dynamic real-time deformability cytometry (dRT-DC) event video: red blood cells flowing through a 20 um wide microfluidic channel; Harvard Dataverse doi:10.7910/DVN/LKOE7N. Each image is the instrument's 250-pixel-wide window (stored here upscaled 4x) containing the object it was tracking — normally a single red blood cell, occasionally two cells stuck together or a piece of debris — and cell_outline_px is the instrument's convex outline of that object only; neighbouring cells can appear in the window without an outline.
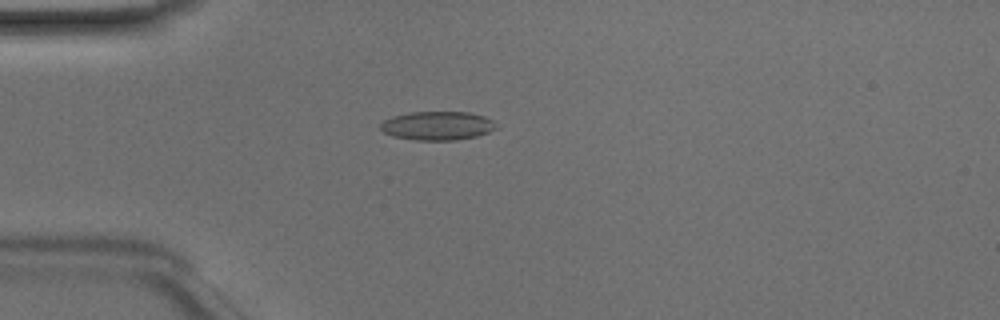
{"species": "Egyptian fruit bat (a non-hibernating species)", "species_latin": "Rousettus aegyptiacus", "temperature_condition": "room temperature", "stored_images_in_passage": 48, "camera_frame_rate_fps": 3000, "um_per_image_px": 0.085, "animal": {"sex": "male"}, "frame": {"image": 1, "passage_image": 13, "time_ms": 4.0, "image_size_px": [1000, 320], "cell_outline_px": [[496, 128], [488, 132], [476, 136], [456, 140], [412, 140], [392, 136], [384, 132], [380, 128], [380, 124], [384, 120], [392, 116], [408, 112], [468, 112], [484, 116], [492, 120]], "centroid_in_image_um": [37.13, 10.68], "position_along_channel_um": 47.9, "area_um2": 19.36}}
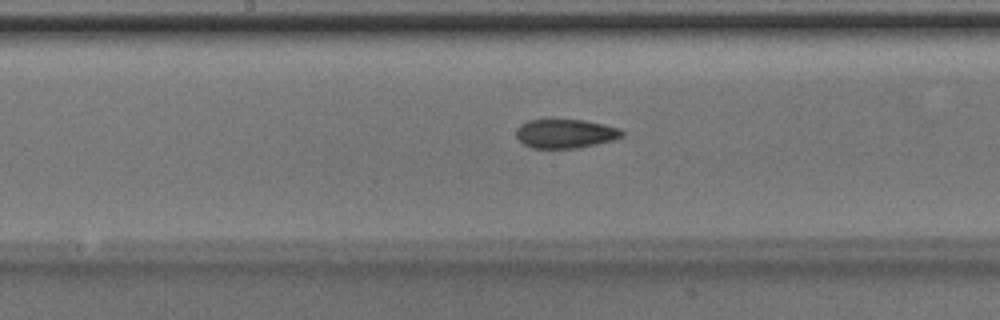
{"frame": {"image": 2, "passage_image": 25, "time_ms": 8.0, "image_size_px": [1000, 320], "cell_outline_px": [[624, 136], [612, 140], [596, 144], [576, 148], [532, 148], [524, 144], [516, 136], [516, 128], [520, 124], [528, 120], [584, 120], [604, 124], [620, 128], [624, 132]], "centroid_in_image_um": [48.06, 11.35], "position_along_channel_um": 200.1, "area_um2": 17.86}}
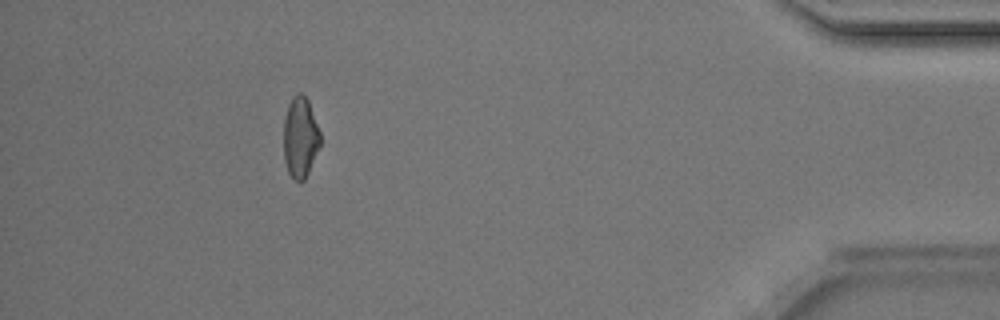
{"frame": {"image": 3, "passage_image": 44, "time_ms": 14.333, "image_size_px": [1000, 320], "cell_outline_px": [[320, 144], [308, 172], [304, 180], [300, 184], [288, 172], [284, 160], [284, 116], [288, 104], [292, 96], [296, 92], [300, 92], [308, 100], [320, 132]], "centroid_in_image_um": [25.5, 11.65], "position_along_channel_um": 409.7, "area_um2": 17.22}, "authors_computed_cell_mechanics": {"area_um2": 18.2648, "velocity_mm_per_s": 4.1756, "shape_relaxation_time_tau1_ms": 7.7371, "shape_relaxation_time_tau2_ms": 4.9326, "deformation_change_tau1": 0.1772, "deformation_change_tau2": 0.1392}}